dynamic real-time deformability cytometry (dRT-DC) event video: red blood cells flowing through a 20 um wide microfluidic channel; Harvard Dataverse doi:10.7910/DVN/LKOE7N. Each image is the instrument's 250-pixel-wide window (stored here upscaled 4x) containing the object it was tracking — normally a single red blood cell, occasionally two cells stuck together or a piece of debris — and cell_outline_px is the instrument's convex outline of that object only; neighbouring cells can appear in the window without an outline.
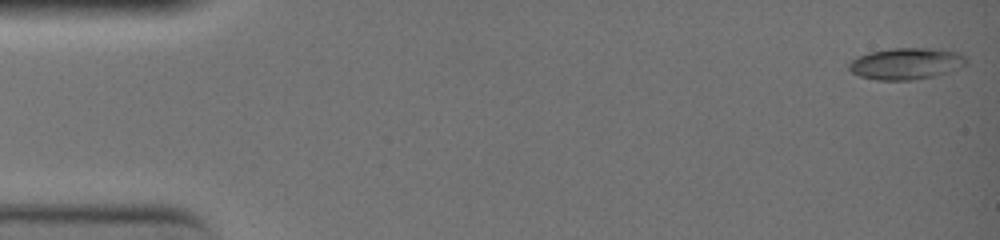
{"species": "common noctule bat (a hibernating species)", "species_latin": "Nyctalus noctula", "temperature_condition": "warm", "stored_images_in_passage": 33, "camera_frame_rate_fps": 3000, "um_per_image_px": 0.085, "animal": {"sex": "female", "body_mass_g": 19.0, "forearm_length_mm": 51.5}, "frame": {"image": 1, "passage_image": 1, "time_ms": 0.0, "image_size_px": [1000, 240], "cell_outline_px": [[968, 60], [960, 68], [948, 72], [932, 76], [912, 80], [876, 80], [860, 76], [852, 72], [848, 68], [848, 64], [852, 60], [868, 52], [892, 48], [932, 48], [956, 52], [964, 56]], "centroid_in_image_um": [77.01, 5.41], "position_along_channel_um": 8.0, "area_um2": 21.44}}
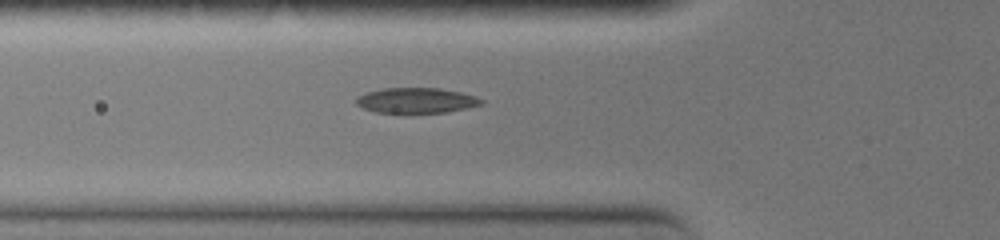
{"frame": {"image": 2, "passage_image": 18, "time_ms": 5.667, "image_size_px": [1000, 240], "cell_outline_px": [[484, 104], [468, 108], [444, 112], [408, 116], [376, 112], [364, 108], [356, 104], [356, 96], [364, 92], [380, 88], [440, 88], [460, 92], [476, 96], [484, 100]], "centroid_in_image_um": [35.35, 8.57], "position_along_channel_um": 90.4, "area_um2": 19.48}}
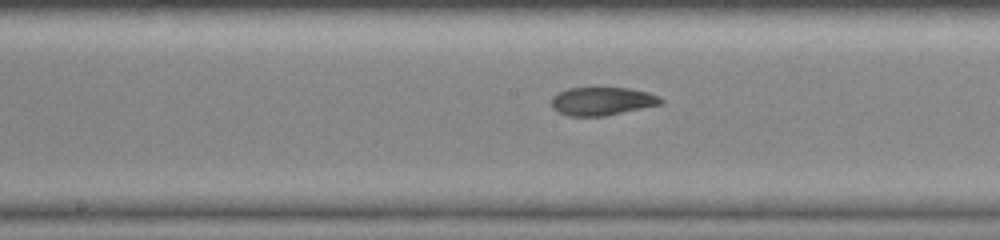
{"frame": {"image": 3, "passage_image": 26, "time_ms": 8.333, "image_size_px": [1000, 240], "cell_outline_px": [[664, 104], [604, 116], [568, 116], [552, 108], [552, 96], [568, 88], [628, 88], [648, 92], [660, 96], [664, 100]], "centroid_in_image_um": [51.23, 8.6], "position_along_channel_um": 197.0, "area_um2": 18.03}}